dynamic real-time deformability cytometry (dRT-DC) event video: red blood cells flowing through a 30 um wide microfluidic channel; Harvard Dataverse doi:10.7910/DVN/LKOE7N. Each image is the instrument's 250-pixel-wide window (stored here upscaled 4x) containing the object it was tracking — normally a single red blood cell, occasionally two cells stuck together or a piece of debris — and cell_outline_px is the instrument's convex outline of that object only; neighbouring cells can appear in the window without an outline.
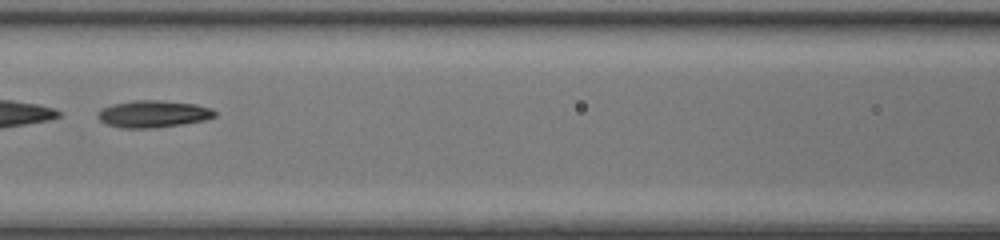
{"species": "common noctule bat (a hibernating species)", "species_latin": "Nyctalus noctula", "temperature_condition": "room temperature", "stored_images_in_passage": 46, "camera_frame_rate_fps": 3000, "um_per_image_px": 0.085, "animal": {"sex": "female", "body_mass_g": 17.0, "forearm_length_mm": 48.0}, "frame": {"image": 1, "passage_image": 21, "time_ms": 6.667, "image_size_px": [1000, 240], "cell_outline_px": [[216, 116], [204, 120], [180, 124], [152, 128], [120, 128], [104, 124], [96, 116], [96, 112], [100, 108], [112, 104], [136, 100], [160, 100], [196, 104], [212, 108], [216, 112]], "centroid_in_image_um": [12.97, 9.68], "position_along_channel_um": 153.6, "area_um2": 18.61}}
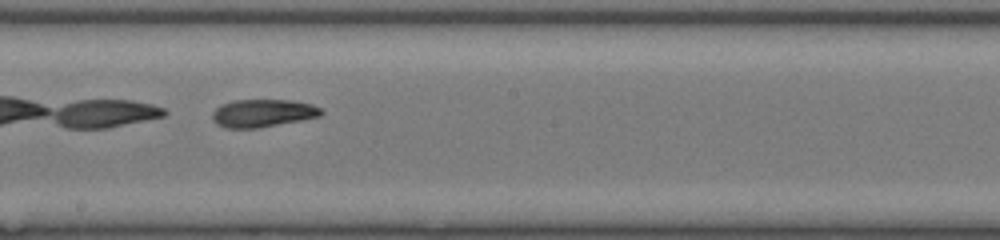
{"frame": {"image": 2, "passage_image": 26, "time_ms": 8.333, "image_size_px": [1000, 240], "cell_outline_px": [[324, 112], [320, 116], [300, 120], [256, 128], [224, 128], [216, 124], [212, 120], [212, 112], [220, 104], [232, 100], [292, 100], [312, 104], [320, 108]], "centroid_in_image_um": [22.29, 9.61], "position_along_channel_um": 225.9, "area_um2": 17.69}}
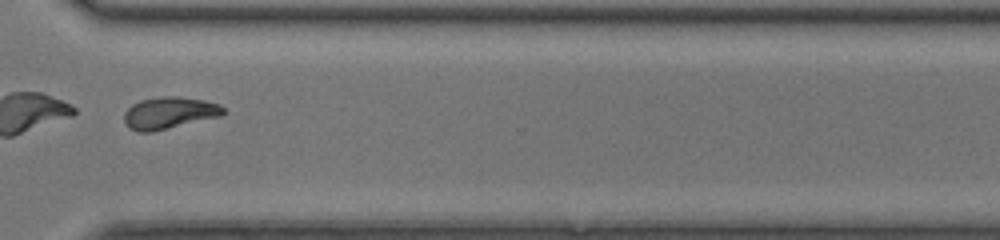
{"frame": {"image": 3, "passage_image": 35, "time_ms": 11.333, "image_size_px": [1000, 240], "cell_outline_px": [[224, 112], [220, 116], [152, 132], [136, 132], [128, 128], [124, 120], [124, 112], [132, 104], [140, 100], [160, 96], [176, 96], [204, 100], [220, 104], [224, 108]], "centroid_in_image_um": [14.35, 9.6], "position_along_channel_um": 356.3, "area_um2": 18.5}}